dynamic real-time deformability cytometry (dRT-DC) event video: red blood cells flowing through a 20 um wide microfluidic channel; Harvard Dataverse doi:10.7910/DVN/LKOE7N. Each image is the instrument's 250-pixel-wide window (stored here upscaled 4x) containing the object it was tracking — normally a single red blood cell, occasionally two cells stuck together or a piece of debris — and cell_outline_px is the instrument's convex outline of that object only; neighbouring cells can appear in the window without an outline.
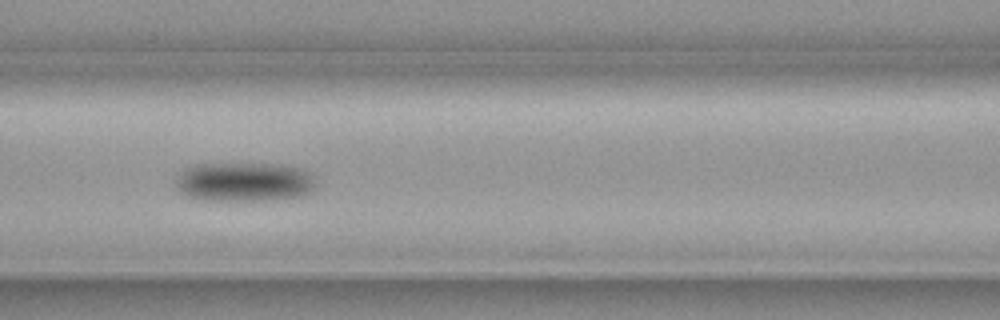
{"species": "common noctule bat (a hibernating species)", "species_latin": "Nyctalus noctula", "temperature_condition": "cold", "stored_images_in_passage": 14, "camera_frame_rate_fps": 3000, "um_per_image_px": 0.085, "animal": {"sex": "female", "body_mass_g": 19.3, "forearm_length_mm": 54.1}, "frame": {"image": 1, "passage_image": 4, "time_ms": 1.0, "image_size_px": [1000, 320], "cell_outline_px": [[316, 188], [304, 196], [268, 200], [204, 200], [184, 196], [180, 192], [176, 184], [176, 180], [180, 172], [196, 164], [280, 164], [304, 168], [312, 176], [316, 184]], "centroid_in_image_um": [20.79, 15.47], "position_along_channel_um": 145.8, "area_um2": 32.31}}
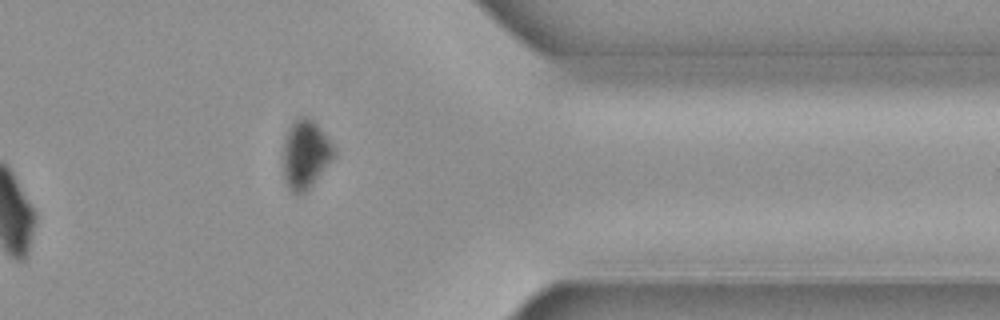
{"frame": {"image": 2, "passage_image": 11, "time_ms": 3.333, "image_size_px": [1000, 320], "cell_outline_px": [[336, 156], [312, 184], [304, 192], [292, 192], [284, 176], [284, 144], [288, 128], [300, 116], [308, 116], [316, 124], [336, 148]], "centroid_in_image_um": [26.0, 13.08], "position_along_channel_um": 385.4, "area_um2": 19.83}}
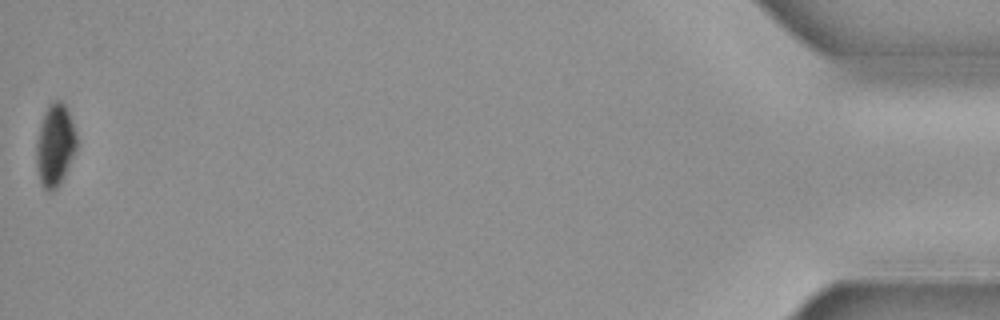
{"frame": {"image": 3, "passage_image": 14, "time_ms": 4.333, "image_size_px": [1000, 320], "cell_outline_px": [[76, 148], [64, 176], [60, 184], [52, 192], [48, 192], [44, 188], [40, 180], [36, 164], [36, 140], [40, 124], [44, 112], [48, 104], [52, 100], [60, 100], [64, 104], [68, 112], [76, 132]], "centroid_in_image_um": [4.66, 12.32], "position_along_channel_um": 430.5, "area_um2": 19.25}}